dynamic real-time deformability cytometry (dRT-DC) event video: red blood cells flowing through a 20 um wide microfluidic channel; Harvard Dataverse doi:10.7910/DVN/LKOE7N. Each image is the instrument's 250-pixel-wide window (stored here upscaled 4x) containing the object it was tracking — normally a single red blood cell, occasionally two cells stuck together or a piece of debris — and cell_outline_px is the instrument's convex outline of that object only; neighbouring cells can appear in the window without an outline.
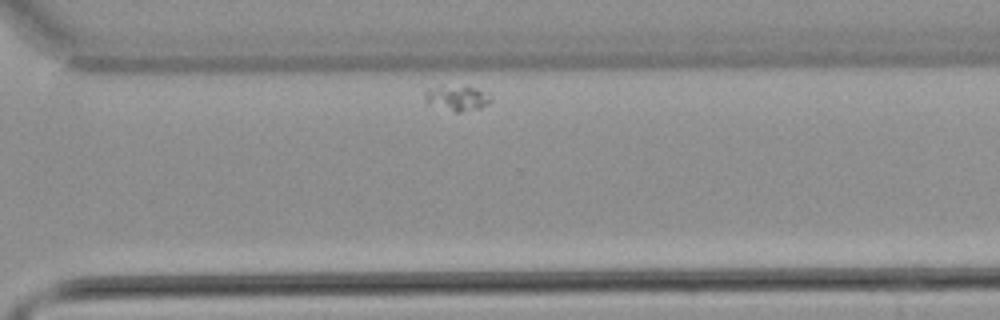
{"species": "common noctule bat (a hibernating species)", "species_latin": "Nyctalus noctula", "temperature_condition": "warm", "stored_images_in_passage": 34, "camera_frame_rate_fps": 3000, "um_per_image_px": 0.085, "animal": {"sex": "male", "body_mass_g": 21.5, "forearm_length_mm": 52.0}, "frame": {"image": 1, "passage_image": 30, "time_ms": 9.667, "image_size_px": [1000, 320], "cell_outline_px": [[492, 100], [488, 104], [480, 108], [460, 112], [456, 112], [428, 104], [424, 100], [424, 92], [428, 88], [464, 84], [488, 92], [492, 96]], "centroid_in_image_um": [38.88, 8.31], "position_along_channel_um": 331.7, "area_um2": 10.06}}